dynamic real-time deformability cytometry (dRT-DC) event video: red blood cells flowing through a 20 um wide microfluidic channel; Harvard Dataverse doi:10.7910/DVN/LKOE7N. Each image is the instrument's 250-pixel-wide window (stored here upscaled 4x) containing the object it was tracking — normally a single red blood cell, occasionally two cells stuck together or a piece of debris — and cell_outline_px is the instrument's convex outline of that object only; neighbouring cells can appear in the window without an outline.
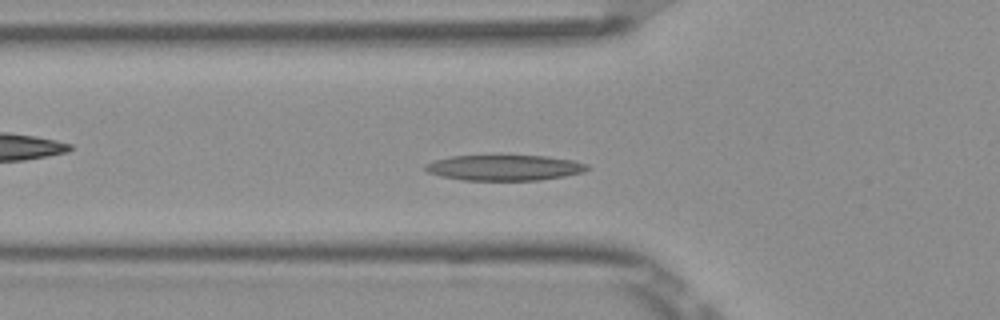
{"species": "Egyptian fruit bat (a non-hibernating species)", "species_latin": "Rousettus aegyptiacus", "temperature_condition": "room temperature", "stored_images_in_passage": 50, "camera_frame_rate_fps": 3000, "um_per_image_px": 0.085, "frame": {"image": 1, "passage_image": 16, "time_ms": 5.0, "image_size_px": [1000, 320], "cell_outline_px": [[592, 168], [584, 172], [564, 176], [540, 180], [464, 180], [440, 176], [428, 172], [424, 168], [424, 164], [436, 160], [452, 156], [548, 156], [572, 160], [588, 164]], "centroid_in_image_um": [42.91, 14.26], "position_along_channel_um": 82.9, "area_um2": 24.1}}
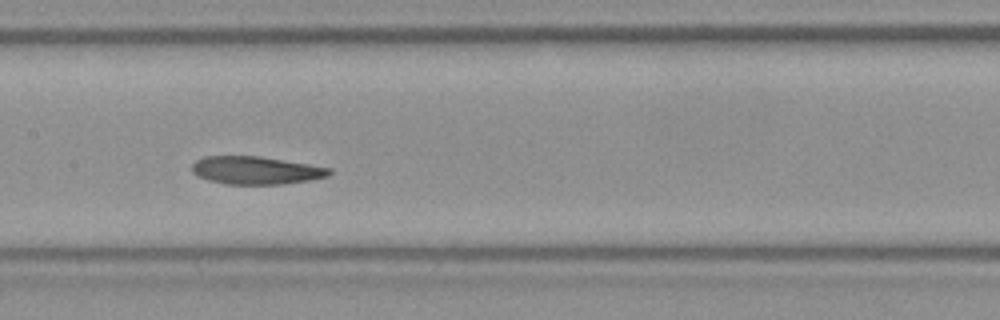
{"frame": {"image": 2, "passage_image": 24, "time_ms": 7.667, "image_size_px": [1000, 320], "cell_outline_px": [[332, 172], [328, 176], [308, 180], [280, 184], [224, 184], [208, 180], [192, 172], [192, 164], [196, 160], [204, 156], [260, 156], [332, 168]], "centroid_in_image_um": [21.74, 14.47], "position_along_channel_um": 185.7, "area_um2": 22.2}}
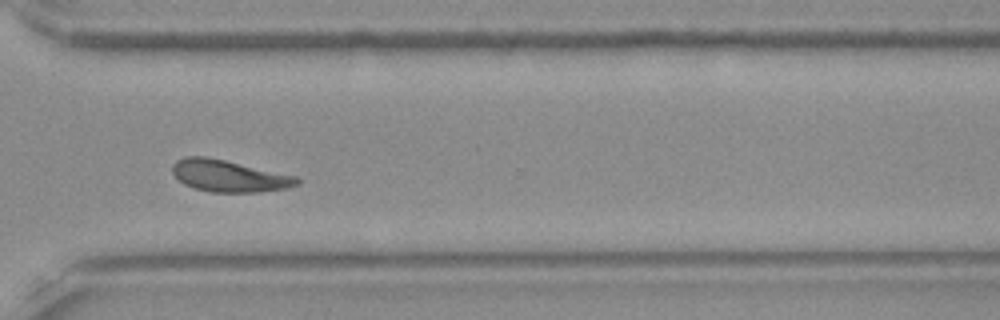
{"frame": {"image": 3, "passage_image": 37, "time_ms": 12.0, "image_size_px": [1000, 320], "cell_outline_px": [[300, 184], [288, 188], [260, 192], [212, 192], [192, 188], [184, 184], [172, 172], [172, 164], [176, 160], [184, 156], [204, 156], [224, 160], [296, 176], [300, 180]], "centroid_in_image_um": [19.45, 14.96], "position_along_channel_um": 351.1, "area_um2": 23.06}, "authors_computed_cell_mechanics": {"area_um2": 22.8599, "velocity_mm_per_s": 3.8224, "shape_relaxation_time_tau1_ms": 4.9042, "shape_relaxation_time_tau2_ms": 4.2028, "deformation_change_tau1": 0.169, "deformation_change_tau2": 0.124}}